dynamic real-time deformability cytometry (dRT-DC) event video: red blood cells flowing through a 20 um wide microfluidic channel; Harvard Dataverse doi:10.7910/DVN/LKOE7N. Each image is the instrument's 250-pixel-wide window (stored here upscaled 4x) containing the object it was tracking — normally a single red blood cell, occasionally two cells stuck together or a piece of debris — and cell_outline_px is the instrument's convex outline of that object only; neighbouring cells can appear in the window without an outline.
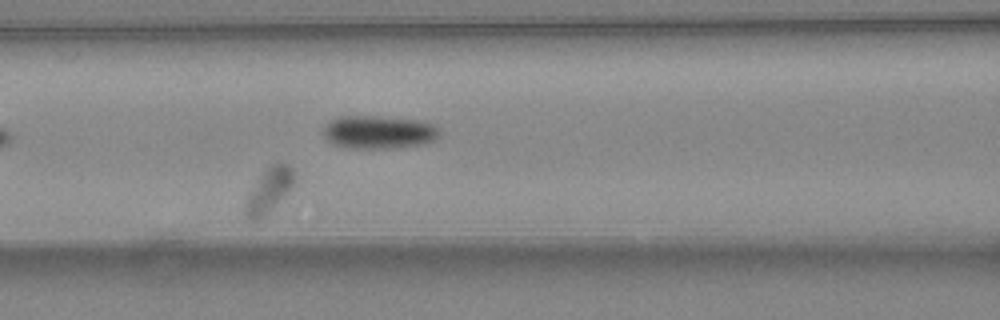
{"species": "common noctule bat (a hibernating species)", "species_latin": "Nyctalus noctula", "temperature_condition": "warm", "stored_images_in_passage": 39, "camera_frame_rate_fps": 3000, "um_per_image_px": 0.085, "animal": {"sex": "female", "body_mass_g": 24.6, "forearm_length_mm": 56.2}, "frame": {"image": 1, "passage_image": 18, "time_ms": 5.667, "image_size_px": [1000, 320], "cell_outline_px": [[296, 180], [292, 188], [264, 216], [256, 220], [252, 220], [244, 216], [244, 204], [248, 196], [260, 176], [272, 164], [288, 164], [296, 172]], "centroid_in_image_um": [22.89, 16.19], "position_along_channel_um": 143.7, "area_um2": 12.43}}
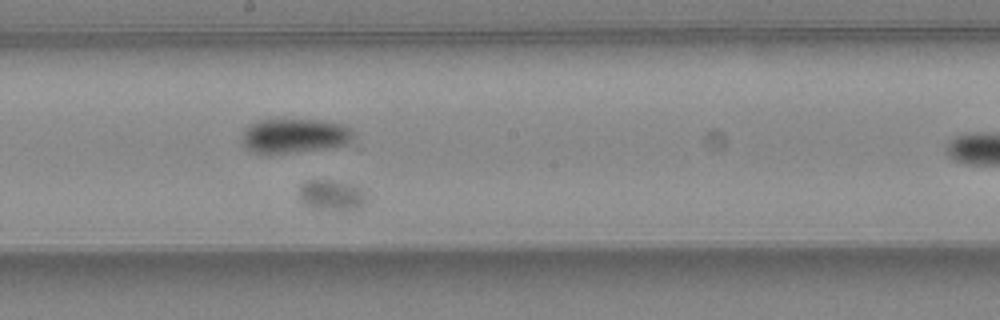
{"frame": {"image": 2, "passage_image": 24, "time_ms": 7.667, "image_size_px": [1000, 320], "cell_outline_px": [[368, 200], [360, 208], [348, 212], [316, 208], [300, 200], [300, 188], [304, 184], [312, 180], [328, 180], [352, 184], [360, 188], [364, 192]], "centroid_in_image_um": [28.28, 16.62], "position_along_channel_um": 219.9, "area_um2": 11.96}}
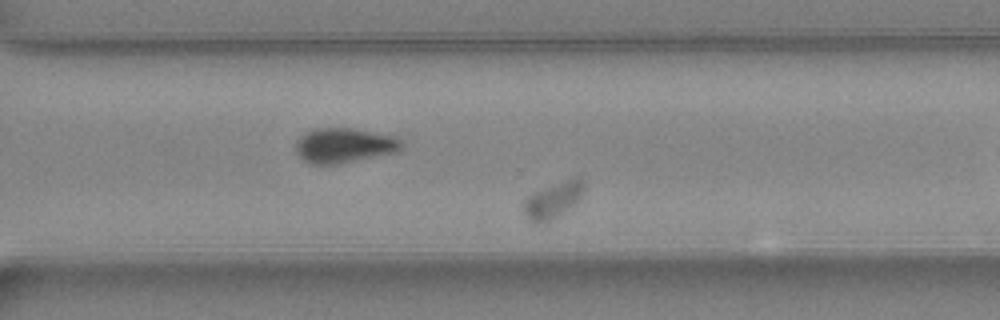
{"frame": {"image": 3, "passage_image": 32, "time_ms": 10.333, "image_size_px": [1000, 320], "cell_outline_px": [[584, 192], [580, 200], [576, 204], [564, 212], [548, 220], [532, 220], [524, 212], [524, 200], [528, 196], [552, 184], [572, 176], [576, 176], [584, 180]], "centroid_in_image_um": [47.12, 16.92], "position_along_channel_um": 323.5, "area_um2": 12.37}}